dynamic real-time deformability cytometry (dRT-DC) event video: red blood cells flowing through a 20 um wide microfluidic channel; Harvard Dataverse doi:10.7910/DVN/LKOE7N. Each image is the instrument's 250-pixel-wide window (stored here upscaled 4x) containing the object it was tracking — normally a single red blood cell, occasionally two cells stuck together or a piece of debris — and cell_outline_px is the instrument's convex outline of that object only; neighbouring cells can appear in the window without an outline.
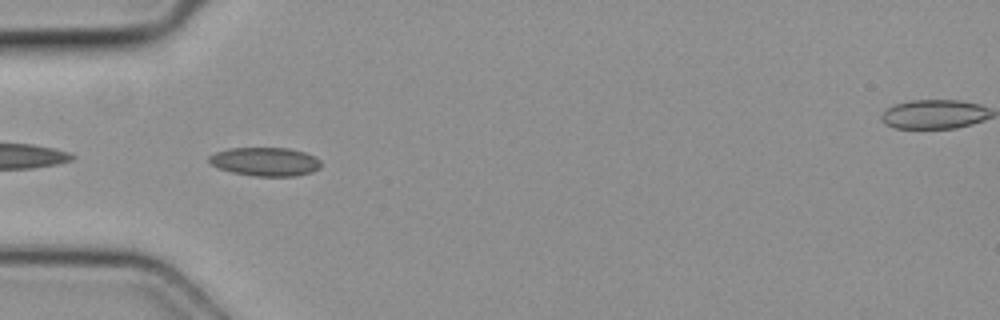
{"species": "common noctule bat (a hibernating species)", "species_latin": "Nyctalus noctula", "temperature_condition": "cold", "stored_images_in_passage": 4, "camera_frame_rate_fps": 3000, "um_per_image_px": 0.085, "animal": {"sex": "female", "body_mass_g": 19.3, "forearm_length_mm": 54.1}, "frame": {"image": 1, "passage_image": 4, "time_ms": 1.0, "image_size_px": [1000, 320], "cell_outline_px": [[320, 168], [312, 172], [296, 176], [252, 176], [232, 172], [220, 168], [212, 164], [208, 160], [208, 156], [216, 152], [228, 148], [288, 148], [304, 152], [320, 160]], "centroid_in_image_um": [22.54, 13.74], "position_along_channel_um": 62.5, "area_um2": 18.61}}